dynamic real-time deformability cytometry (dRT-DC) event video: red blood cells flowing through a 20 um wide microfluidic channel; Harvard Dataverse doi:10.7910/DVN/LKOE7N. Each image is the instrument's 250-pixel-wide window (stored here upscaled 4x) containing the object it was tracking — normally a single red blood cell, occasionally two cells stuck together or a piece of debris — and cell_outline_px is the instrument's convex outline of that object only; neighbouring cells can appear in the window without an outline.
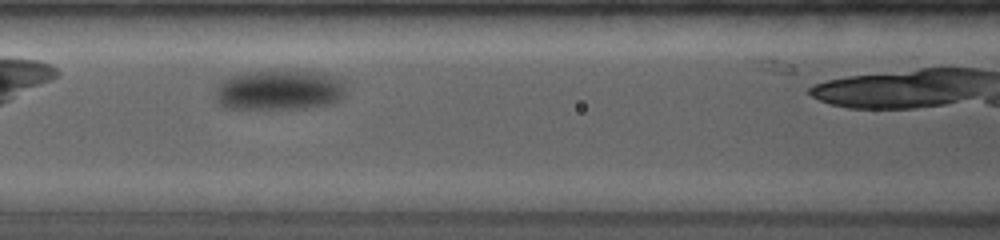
{"species": "common noctule bat (a hibernating species)", "species_latin": "Nyctalus noctula", "temperature_condition": "room temperature", "stored_images_in_passage": 17, "camera_frame_rate_fps": 4000, "um_per_image_px": 0.085, "animal": {"sex": "female", "body_mass_g": 19.0, "forearm_length_mm": 53.3}, "frame": {"image": 1, "passage_image": 3, "time_ms": 2.0, "image_size_px": [1000, 240], "cell_outline_px": [[344, 96], [340, 100], [332, 104], [308, 108], [224, 108], [216, 100], [216, 88], [220, 80], [232, 76], [248, 72], [324, 72], [344, 80]], "centroid_in_image_um": [23.77, 7.67], "position_along_channel_um": 142.8, "area_um2": 30.4}}